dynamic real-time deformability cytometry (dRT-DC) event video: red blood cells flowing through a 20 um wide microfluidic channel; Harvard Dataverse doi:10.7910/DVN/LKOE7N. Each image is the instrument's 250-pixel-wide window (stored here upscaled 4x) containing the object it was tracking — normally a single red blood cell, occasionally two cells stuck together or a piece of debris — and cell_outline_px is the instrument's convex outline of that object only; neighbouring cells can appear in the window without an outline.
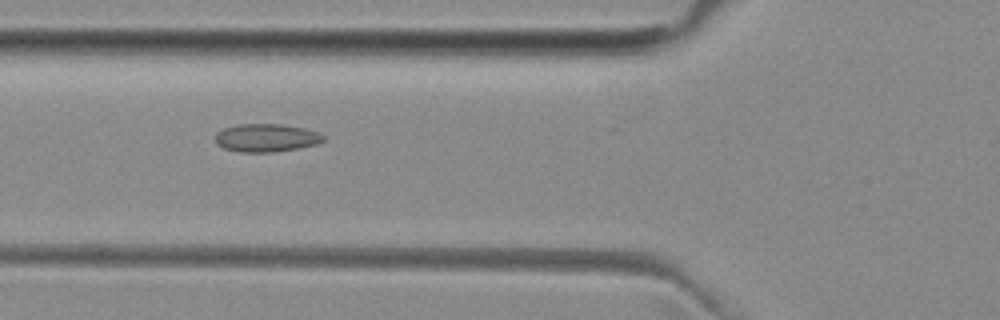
{"species": "common noctule bat (a hibernating species)", "species_latin": "Nyctalus noctula", "temperature_condition": "room temperature", "stored_images_in_passage": 27, "camera_frame_rate_fps": 3000, "um_per_image_px": 0.085, "animal": {"sex": "female", "body_mass_g": 29.2, "forearm_length_mm": 56.3}, "frame": {"image": 1, "passage_image": 10, "time_ms": 3.0, "image_size_px": [1000, 320], "cell_outline_px": [[324, 140], [316, 144], [300, 148], [272, 152], [240, 152], [224, 148], [216, 144], [216, 132], [224, 128], [240, 124], [284, 124], [304, 128], [316, 132], [324, 136]], "centroid_in_image_um": [22.62, 11.71], "position_along_channel_um": 103.2, "area_um2": 17.63}}
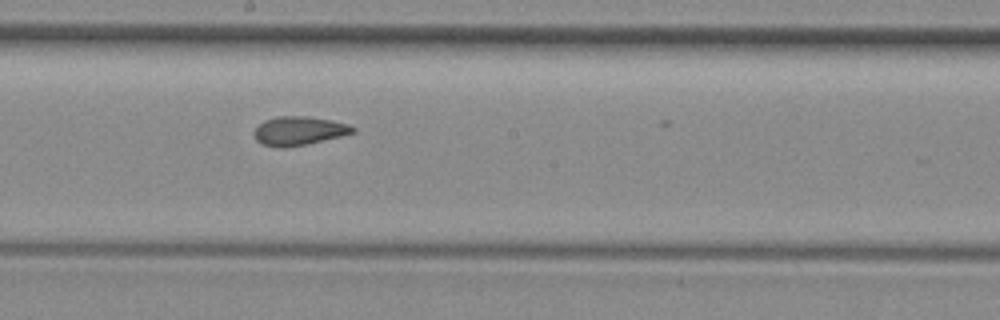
{"frame": {"image": 2, "passage_image": 19, "time_ms": 6.0, "image_size_px": [1000, 320], "cell_outline_px": [[356, 132], [308, 144], [284, 148], [280, 148], [260, 144], [256, 140], [252, 132], [264, 120], [276, 116], [308, 116], [332, 120], [348, 124], [356, 128]], "centroid_in_image_um": [25.39, 11.12], "position_along_channel_um": 222.8, "area_um2": 16.76}}
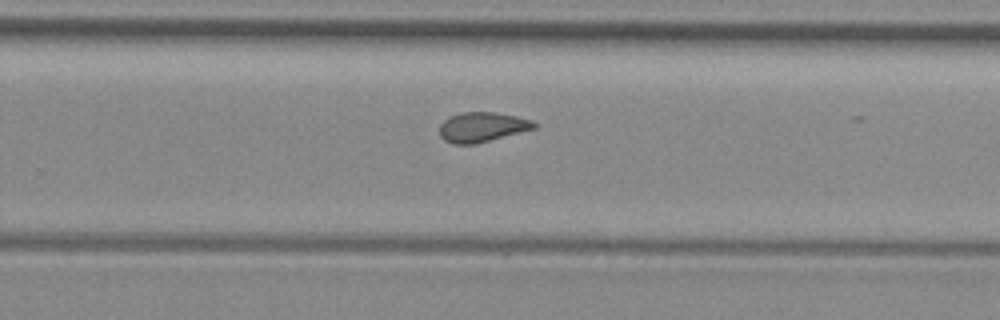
{"frame": {"image": 3, "passage_image": 24, "time_ms": 7.667, "image_size_px": [1000, 320], "cell_outline_px": [[536, 128], [476, 144], [452, 144], [444, 140], [440, 136], [440, 124], [444, 120], [452, 116], [464, 112], [496, 112], [516, 116], [532, 120], [536, 124]], "centroid_in_image_um": [40.98, 10.81], "position_along_channel_um": 288.8, "area_um2": 16.36}}